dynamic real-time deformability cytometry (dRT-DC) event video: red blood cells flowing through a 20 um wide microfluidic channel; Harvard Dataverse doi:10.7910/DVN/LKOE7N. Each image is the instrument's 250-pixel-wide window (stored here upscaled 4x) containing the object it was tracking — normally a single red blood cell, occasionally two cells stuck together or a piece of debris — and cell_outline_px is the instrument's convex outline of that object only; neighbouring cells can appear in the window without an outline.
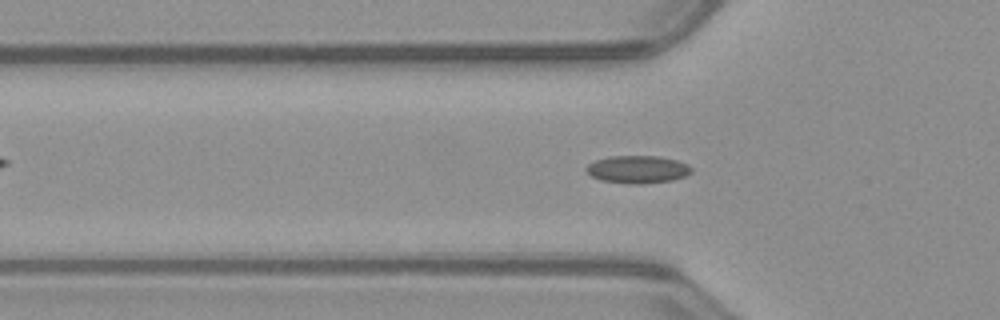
{"species": "common noctule bat (a hibernating species)", "species_latin": "Nyctalus noctula", "temperature_condition": "warm", "stored_images_in_passage": 47, "camera_frame_rate_fps": 3000, "um_per_image_px": 0.085, "animal": {"sex": "male", "body_mass_g": 23.1, "forearm_length_mm": 52.7}, "frame": {"image": 1, "passage_image": 16, "time_ms": 5.0, "image_size_px": [1000, 320], "cell_outline_px": [[692, 172], [684, 176], [672, 180], [640, 184], [628, 184], [600, 180], [592, 176], [584, 168], [588, 164], [596, 160], [608, 156], [660, 156], [676, 160], [688, 164], [692, 168]], "centroid_in_image_um": [54.19, 14.39], "position_along_channel_um": 71.6, "area_um2": 16.99}}
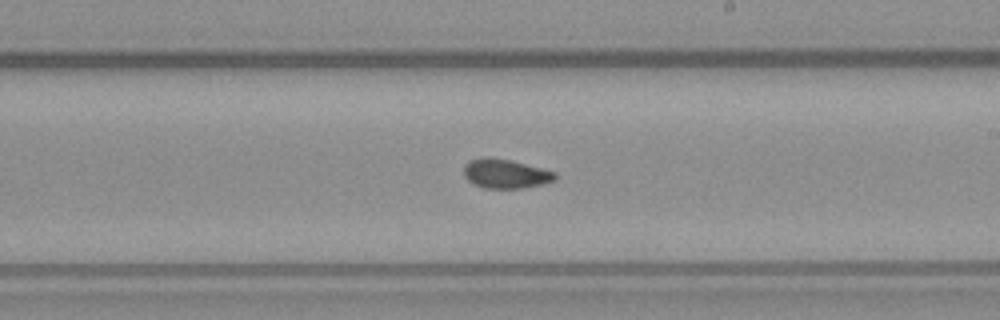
{"frame": {"image": 2, "passage_image": 29, "time_ms": 9.333, "image_size_px": [1000, 320], "cell_outline_px": [[556, 180], [540, 184], [520, 188], [484, 188], [472, 184], [464, 176], [464, 164], [468, 160], [480, 156], [488, 156], [512, 160], [556, 172]], "centroid_in_image_um": [42.91, 14.74], "position_along_channel_um": 246.1, "area_um2": 15.78}}
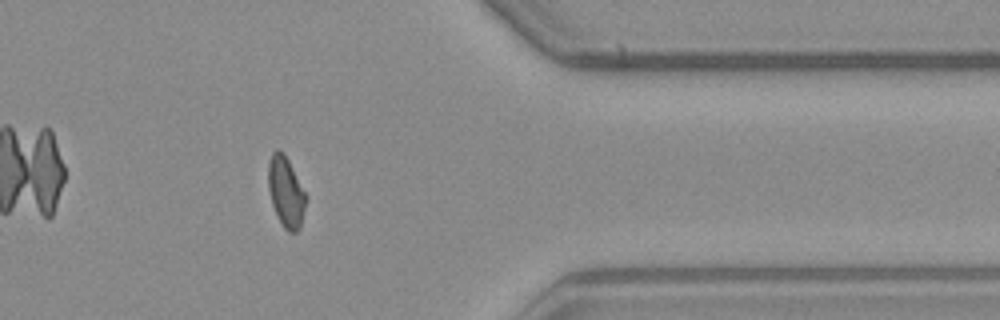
{"frame": {"image": 3, "passage_image": 41, "time_ms": 13.333, "image_size_px": [1000, 320], "cell_outline_px": [[308, 196], [300, 228], [296, 232], [288, 232], [284, 228], [276, 216], [272, 204], [268, 188], [268, 164], [272, 152], [276, 148], [284, 152]], "centroid_in_image_um": [24.31, 16.31], "position_along_channel_um": 387.1, "area_um2": 15.78}}